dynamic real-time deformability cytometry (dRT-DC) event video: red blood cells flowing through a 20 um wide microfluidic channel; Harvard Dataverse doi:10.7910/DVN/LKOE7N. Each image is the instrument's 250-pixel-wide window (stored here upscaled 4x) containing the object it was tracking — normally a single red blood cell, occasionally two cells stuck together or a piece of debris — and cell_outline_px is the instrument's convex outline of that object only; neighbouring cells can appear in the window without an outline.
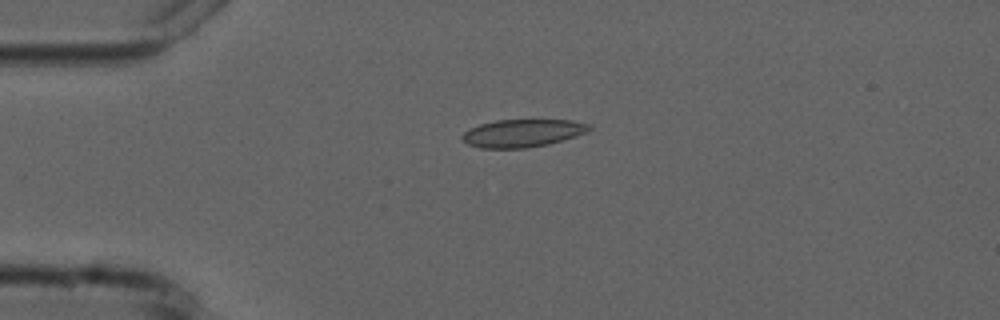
{"species": "common noctule bat (a hibernating species)", "species_latin": "Nyctalus noctula", "temperature_condition": "cold", "stored_images_in_passage": 2, "camera_frame_rate_fps": 3000, "um_per_image_px": 0.085, "animal": {"sex": "male", "forearm_length_mm": 52.5}, "frame": {"image": 1, "passage_image": 1, "time_ms": 0.0, "image_size_px": [1000, 320], "cell_outline_px": [[592, 128], [584, 132], [548, 144], [524, 148], [480, 148], [468, 144], [460, 136], [468, 128], [480, 124], [496, 120], [572, 120], [592, 124]], "centroid_in_image_um": [44.37, 11.3], "position_along_channel_um": 40.6, "area_um2": 20.35}}